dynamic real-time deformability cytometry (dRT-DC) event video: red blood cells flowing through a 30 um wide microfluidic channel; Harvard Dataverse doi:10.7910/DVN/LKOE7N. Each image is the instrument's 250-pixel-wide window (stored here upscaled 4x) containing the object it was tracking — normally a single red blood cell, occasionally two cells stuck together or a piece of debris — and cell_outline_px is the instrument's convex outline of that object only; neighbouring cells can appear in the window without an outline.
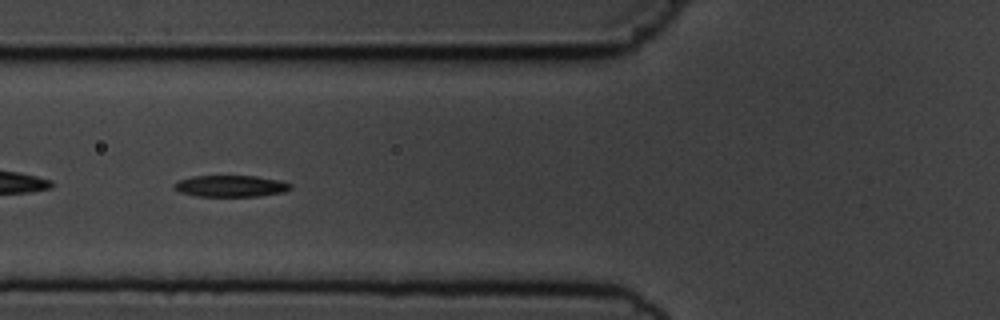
{"species": "common noctule bat (a hibernating species)", "species_latin": "Nyctalus noctula", "temperature_condition": "cold", "stored_images_in_passage": 15, "camera_frame_rate_fps": 3000, "um_per_image_px": 0.085, "animal": {"sex": "male", "body_mass_g": 19.5, "forearm_length_mm": 54.6}, "frame": {"image": 1, "passage_image": 6, "time_ms": 6.667, "image_size_px": [1000, 320], "cell_outline_px": [[292, 188], [284, 192], [256, 196], [196, 196], [180, 192], [172, 188], [172, 184], [176, 180], [192, 176], [256, 176], [280, 180], [292, 184]], "centroid_in_image_um": [19.56, 15.81], "position_along_channel_um": 106.2, "area_um2": 14.74}}
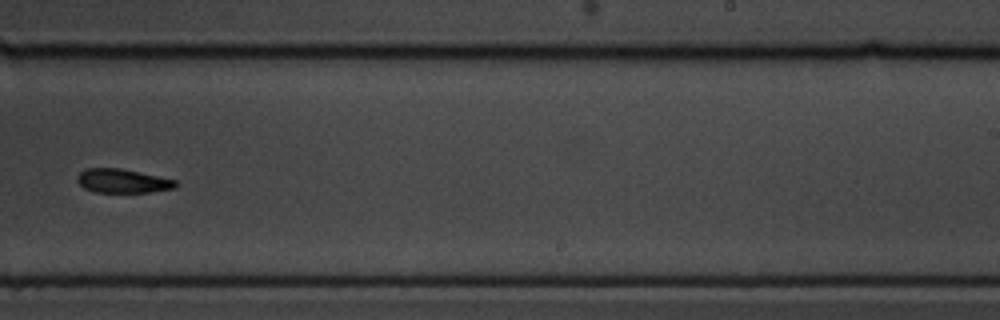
{"frame": {"image": 2, "passage_image": 10, "time_ms": 11.333, "image_size_px": [1000, 320], "cell_outline_px": [[176, 188], [148, 192], [92, 192], [84, 188], [76, 180], [76, 176], [80, 172], [88, 168], [120, 168], [176, 180]], "centroid_in_image_um": [10.38, 15.38], "position_along_channel_um": 278.6, "area_um2": 13.64}}
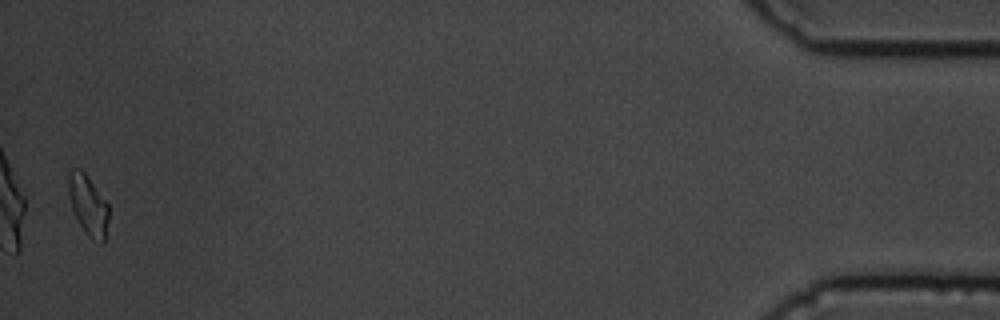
{"frame": {"image": 3, "passage_image": 15, "time_ms": 17.667, "image_size_px": [1000, 320], "cell_outline_px": [[108, 220], [104, 240], [100, 244], [92, 240], [84, 232], [72, 208], [68, 196], [68, 172], [72, 168], [80, 168], [84, 172], [108, 204]], "centroid_in_image_um": [7.47, 17.43], "position_along_channel_um": 427.7, "area_um2": 14.05}, "authors_computed_cell_mechanics": {"area_um2": 15.0858, "velocity_mm_per_s": 3.7017, "shape_relaxation_time_tau1_ms": 0.9924, "shape_relaxation_time_tau2_ms": 3.0474, "deformation_change_tau1": 0.0849, "deformation_change_tau2": 0.0937}}